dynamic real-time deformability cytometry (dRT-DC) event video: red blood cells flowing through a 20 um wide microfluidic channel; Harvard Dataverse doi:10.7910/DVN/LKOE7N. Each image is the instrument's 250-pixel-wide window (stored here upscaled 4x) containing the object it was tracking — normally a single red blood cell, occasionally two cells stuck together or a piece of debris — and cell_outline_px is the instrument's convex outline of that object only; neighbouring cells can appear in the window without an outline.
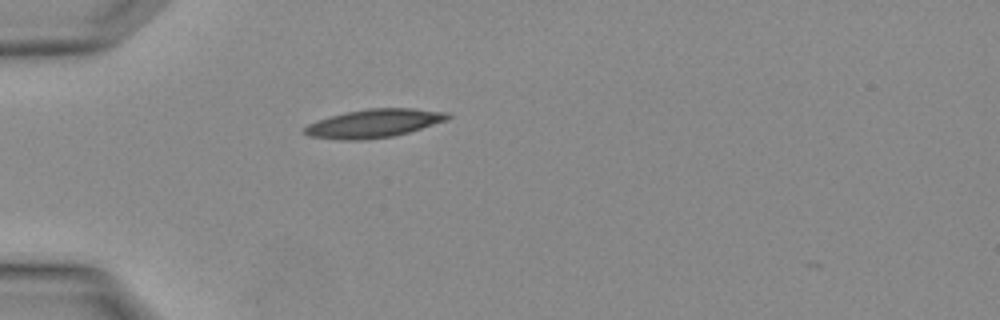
{"species": "Egyptian fruit bat (a non-hibernating species)", "species_latin": "Rousettus aegyptiacus", "temperature_condition": "warm", "stored_images_in_passage": 2, "camera_frame_rate_fps": 3000, "um_per_image_px": 0.085, "animal": {"sex": "female"}, "frame": {"image": 1, "passage_image": 2, "time_ms": 0.333, "image_size_px": [1000, 320], "cell_outline_px": [[452, 116], [448, 120], [408, 132], [392, 136], [360, 140], [340, 140], [308, 136], [304, 132], [304, 128], [308, 124], [316, 120], [348, 112], [368, 108], [412, 108], [448, 112]], "centroid_in_image_um": [31.8, 10.48], "position_along_channel_um": 53.2, "area_um2": 23.58}}